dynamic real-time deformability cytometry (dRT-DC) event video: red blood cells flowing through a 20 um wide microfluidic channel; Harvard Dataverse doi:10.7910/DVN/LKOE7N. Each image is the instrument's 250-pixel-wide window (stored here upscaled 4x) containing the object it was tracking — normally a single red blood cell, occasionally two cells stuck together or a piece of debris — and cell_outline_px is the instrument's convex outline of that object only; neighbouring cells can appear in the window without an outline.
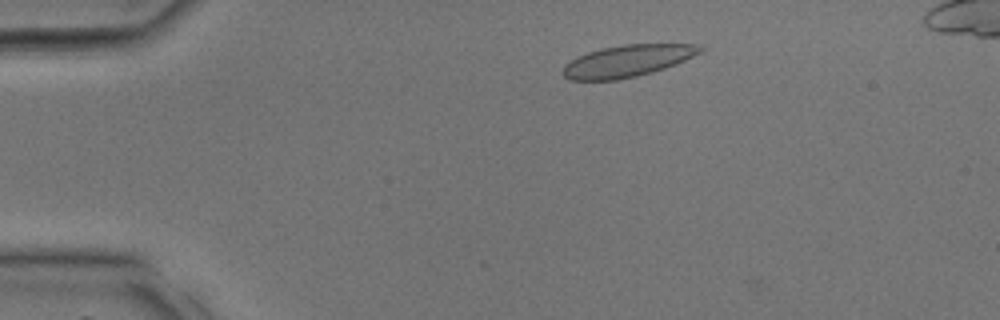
{"species": "common noctule bat (a hibernating species)", "species_latin": "Nyctalus noctula", "temperature_condition": "room temperature", "stored_images_in_passage": 14, "camera_frame_rate_fps": 3000, "um_per_image_px": 0.085, "animal": {"sex": "male", "body_mass_g": 17.9, "forearm_length_mm": 54.2}, "frame": {"image": 1, "passage_image": 4, "time_ms": 1.0, "image_size_px": [1000, 320], "cell_outline_px": [[704, 52], [676, 64], [652, 72], [636, 76], [616, 80], [568, 80], [560, 72], [564, 64], [588, 52], [604, 48], [624, 44], [696, 44], [704, 48]], "centroid_in_image_um": [53.34, 5.18], "position_along_channel_um": 31.7, "area_um2": 25.49}}
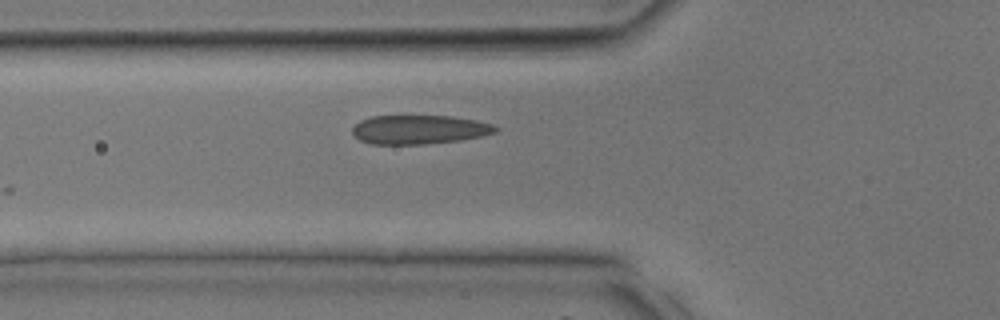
{"frame": {"image": 2, "passage_image": 10, "time_ms": 3.0, "image_size_px": [1000, 320], "cell_outline_px": [[500, 128], [496, 132], [480, 136], [460, 140], [424, 144], [372, 144], [360, 140], [352, 132], [352, 128], [360, 120], [372, 116], [452, 116], [476, 120], [492, 124]], "centroid_in_image_um": [35.64, 11.01], "position_along_channel_um": 90.2, "area_um2": 24.1}}
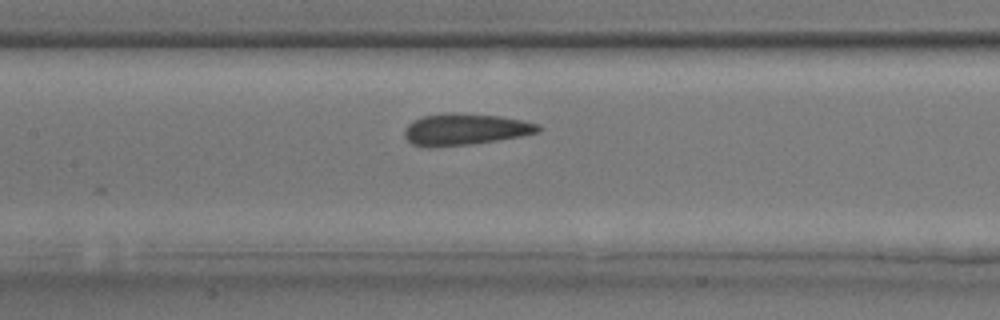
{"frame": {"image": 3, "passage_image": 14, "time_ms": 4.333, "image_size_px": [1000, 320], "cell_outline_px": [[544, 128], [540, 132], [520, 136], [472, 144], [436, 148], [420, 148], [412, 144], [404, 136], [404, 128], [412, 120], [424, 116], [452, 112], [456, 112], [496, 116], [520, 120], [540, 124]], "centroid_in_image_um": [39.48, 11.01], "position_along_channel_um": 167.9, "area_um2": 24.91}}